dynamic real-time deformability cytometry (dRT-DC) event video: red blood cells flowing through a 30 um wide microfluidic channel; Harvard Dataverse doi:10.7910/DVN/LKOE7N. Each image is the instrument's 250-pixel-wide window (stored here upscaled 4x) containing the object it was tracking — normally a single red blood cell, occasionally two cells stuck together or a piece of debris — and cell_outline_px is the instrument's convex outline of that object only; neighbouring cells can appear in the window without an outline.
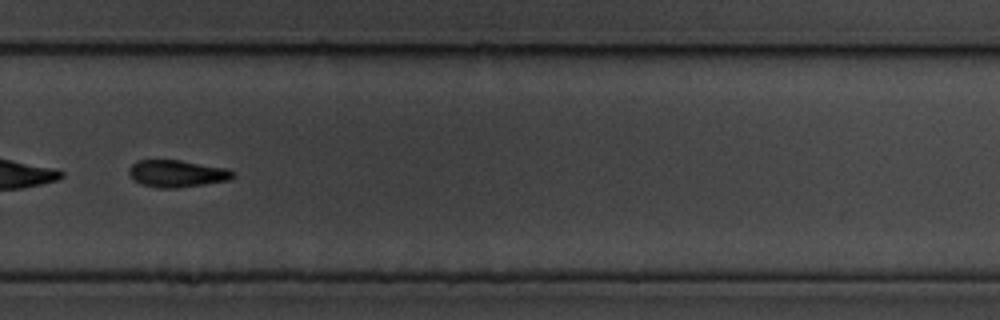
{"species": "common noctule bat (a hibernating species)", "species_latin": "Nyctalus noctula", "temperature_condition": "cold", "stored_images_in_passage": 57, "segment_of_instrument_passage": [2, 2], "camera_frame_rate_fps": 3000, "um_per_image_px": 0.085, "animal": {"sex": "male", "body_mass_g": 19.5, "forearm_length_mm": 54.6}, "frame": {"image": 1, "passage_image": 40, "time_ms": 13.0, "image_size_px": [1000, 320], "cell_outline_px": [[236, 176], [228, 180], [204, 184], [176, 188], [160, 188], [140, 184], [128, 172], [128, 168], [136, 160], [180, 160], [228, 168], [236, 172]], "centroid_in_image_um": [15.07, 14.74], "position_along_channel_um": 314.7, "area_um2": 16.47}}